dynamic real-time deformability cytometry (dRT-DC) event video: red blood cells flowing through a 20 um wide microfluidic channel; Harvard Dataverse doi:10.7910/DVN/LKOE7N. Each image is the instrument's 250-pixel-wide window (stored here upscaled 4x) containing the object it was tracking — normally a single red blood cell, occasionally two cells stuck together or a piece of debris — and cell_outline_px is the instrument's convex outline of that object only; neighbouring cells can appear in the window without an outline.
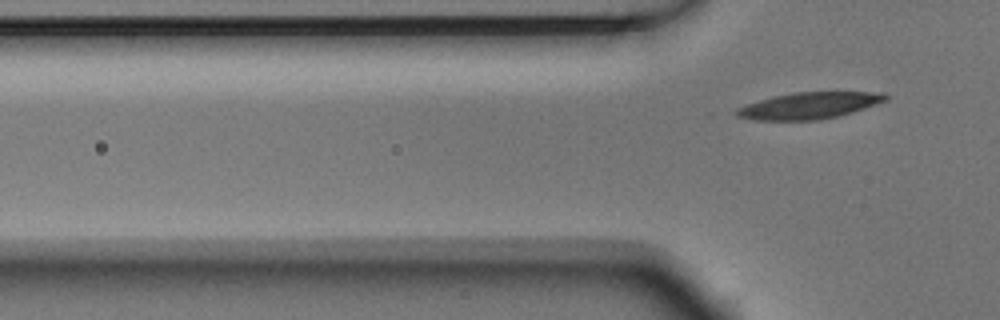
{"species": "Egyptian fruit bat (a non-hibernating species)", "species_latin": "Rousettus aegyptiacus", "temperature_condition": "room temperature", "stored_images_in_passage": 4, "camera_frame_rate_fps": 3000, "um_per_image_px": 0.085, "animal": {"sex": "male"}, "frame": {"image": 1, "passage_image": 4, "time_ms": 1.0, "image_size_px": [1000, 320], "cell_outline_px": [[888, 100], [840, 116], [816, 120], [752, 120], [736, 116], [728, 112], [736, 108], [772, 96], [792, 92], [888, 92]], "centroid_in_image_um": [68.74, 8.97], "position_along_channel_um": 57.1, "area_um2": 23.35}}